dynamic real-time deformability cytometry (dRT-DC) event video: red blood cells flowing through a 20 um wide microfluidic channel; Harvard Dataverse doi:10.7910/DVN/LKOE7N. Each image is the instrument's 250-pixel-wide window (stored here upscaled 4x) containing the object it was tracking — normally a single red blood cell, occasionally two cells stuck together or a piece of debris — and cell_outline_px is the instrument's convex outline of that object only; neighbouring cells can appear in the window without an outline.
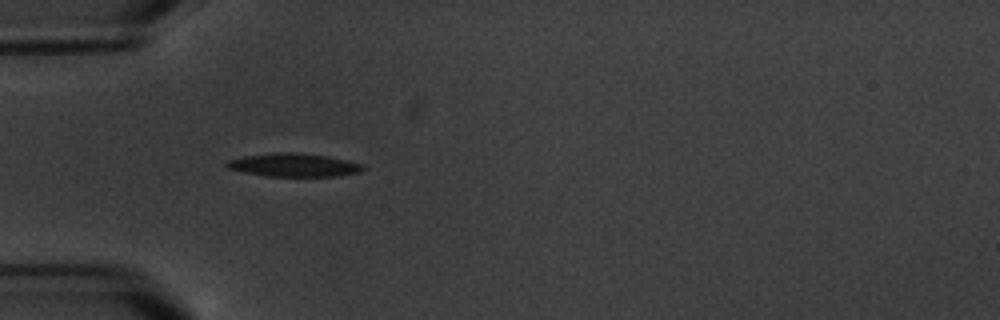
{"species": "common noctule bat (a hibernating species)", "species_latin": "Nyctalus noctula", "temperature_condition": "warm", "stored_images_in_passage": 3, "camera_frame_rate_fps": 3000, "um_per_image_px": 0.085, "animal": {"sex": "male", "body_mass_g": 20.1, "forearm_length_mm": 53.5}, "frame": {"image": 1, "passage_image": 1, "time_ms": 0.0, "image_size_px": [1000, 320], "cell_outline_px": [[364, 168], [360, 172], [340, 176], [264, 176], [244, 172], [228, 168], [224, 164], [228, 160], [244, 156], [276, 152], [300, 152], [348, 160], [364, 164]], "centroid_in_image_um": [24.98, 14.02], "position_along_channel_um": 60.0, "area_um2": 18.55}}